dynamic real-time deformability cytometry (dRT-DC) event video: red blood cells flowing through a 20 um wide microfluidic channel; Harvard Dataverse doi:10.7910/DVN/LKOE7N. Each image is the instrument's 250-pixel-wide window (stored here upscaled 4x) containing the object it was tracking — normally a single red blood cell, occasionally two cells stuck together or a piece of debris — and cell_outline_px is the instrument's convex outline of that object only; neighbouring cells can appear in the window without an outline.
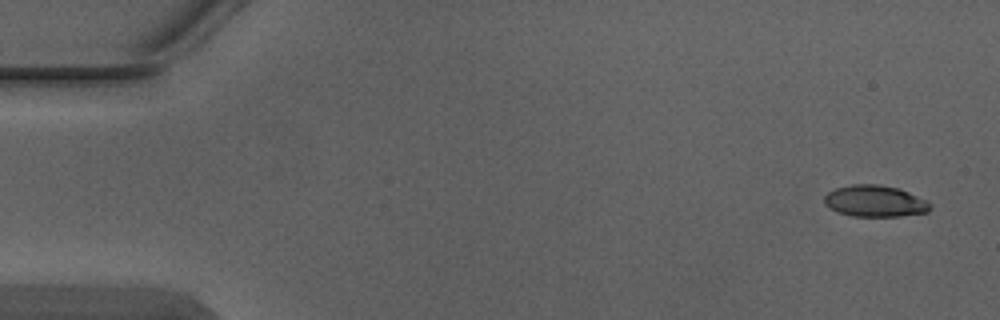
{"species": "Egyptian fruit bat (a non-hibernating species)", "species_latin": "Rousettus aegyptiacus", "temperature_condition": "warm", "stored_images_in_passage": 4, "camera_frame_rate_fps": 3000, "um_per_image_px": 0.085, "animal": {"sex": "male"}, "frame": {"image": 1, "passage_image": 1, "time_ms": 0.0, "image_size_px": [1000, 320], "cell_outline_px": [[932, 208], [928, 212], [900, 216], [852, 216], [836, 212], [828, 208], [824, 204], [824, 196], [828, 192], [836, 188], [852, 184], [880, 184], [900, 188], [928, 200], [932, 204]], "centroid_in_image_um": [74.39, 17.09], "position_along_channel_um": 10.6, "area_um2": 19.83}}
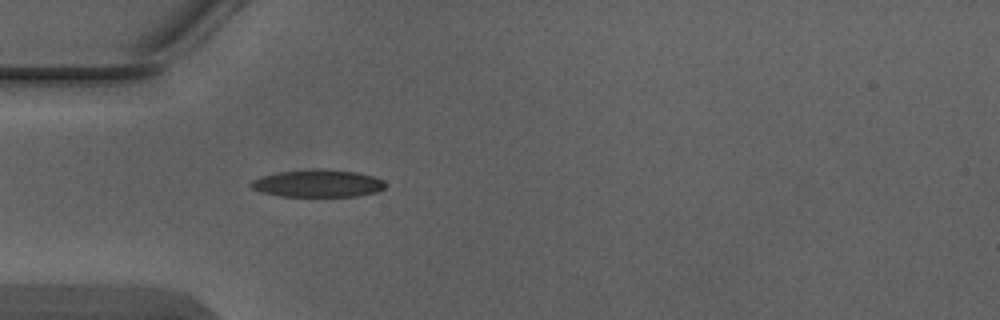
{"frame": {"image": 2, "passage_image": 4, "time_ms": 1.0, "image_size_px": [1000, 320], "cell_outline_px": [[388, 184], [384, 188], [376, 192], [356, 196], [280, 196], [260, 192], [252, 188], [248, 184], [252, 180], [260, 176], [280, 172], [312, 168], [324, 168], [356, 172], [372, 176], [384, 180]], "centroid_in_image_um": [27.01, 15.58], "position_along_channel_um": 58.0, "area_um2": 21.73}}